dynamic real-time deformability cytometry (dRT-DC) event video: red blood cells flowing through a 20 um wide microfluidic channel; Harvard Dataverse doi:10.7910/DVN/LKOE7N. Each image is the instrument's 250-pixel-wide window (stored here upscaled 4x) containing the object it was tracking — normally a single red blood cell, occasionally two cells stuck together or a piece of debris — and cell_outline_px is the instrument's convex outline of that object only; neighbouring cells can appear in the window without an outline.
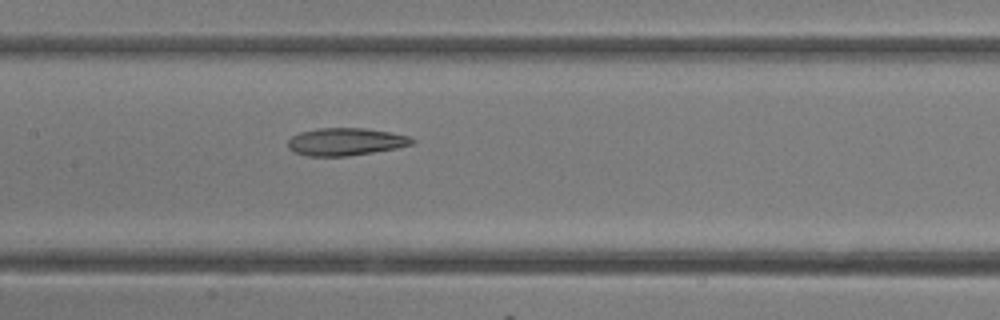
{"species": "common noctule bat (a hibernating species)", "species_latin": "Nyctalus noctula", "temperature_condition": "room temperature", "stored_images_in_passage": 17, "camera_frame_rate_fps": 3000, "um_per_image_px": 0.085, "animal": {"sex": "female"}, "frame": {"image": 1, "passage_image": 15, "time_ms": 4.667, "image_size_px": [1000, 320], "cell_outline_px": [[416, 140], [412, 144], [396, 148], [348, 156], [304, 156], [292, 152], [288, 148], [288, 140], [292, 136], [300, 132], [316, 128], [364, 128], [392, 132], [408, 136]], "centroid_in_image_um": [29.34, 12.05], "position_along_channel_um": 178.1, "area_um2": 20.06}}
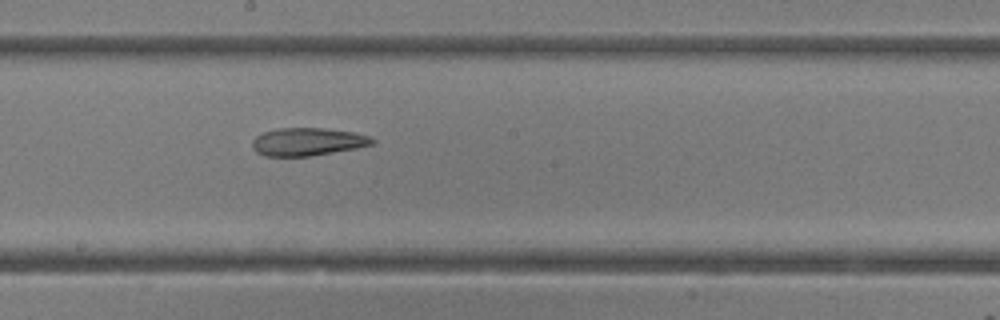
{"frame": {"image": 2, "passage_image": 17, "time_ms": 5.333, "image_size_px": [1000, 320], "cell_outline_px": [[376, 144], [356, 148], [312, 156], [264, 156], [256, 152], [252, 148], [252, 140], [256, 136], [264, 132], [280, 128], [328, 128], [352, 132], [372, 136], [376, 140]], "centroid_in_image_um": [26.18, 12.05], "position_along_channel_um": 222.0, "area_um2": 19.71}}